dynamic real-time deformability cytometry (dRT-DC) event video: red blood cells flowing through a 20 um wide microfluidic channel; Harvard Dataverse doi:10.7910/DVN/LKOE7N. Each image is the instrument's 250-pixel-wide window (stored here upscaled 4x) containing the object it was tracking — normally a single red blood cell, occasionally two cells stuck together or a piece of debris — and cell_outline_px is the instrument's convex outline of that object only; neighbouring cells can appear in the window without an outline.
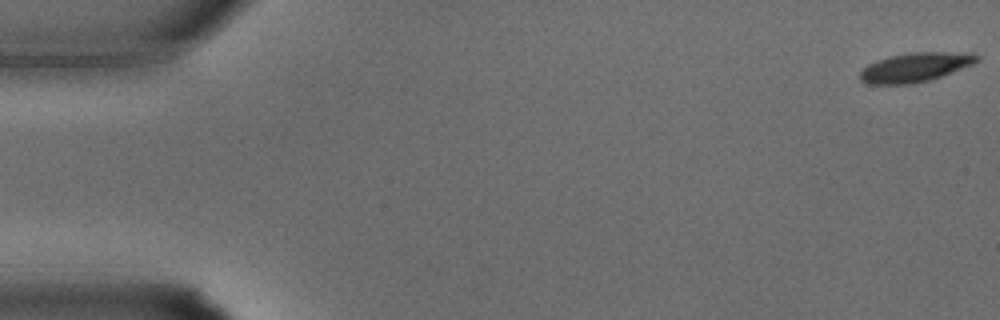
{"species": "common noctule bat (a hibernating species)", "species_latin": "Nyctalus noctula", "temperature_condition": "warm", "stored_images_in_passage": 34, "camera_frame_rate_fps": 3000, "um_per_image_px": 0.085, "animal": {"sex": "male", "body_mass_g": 15.6}, "frame": {"image": 1, "passage_image": 1, "time_ms": 0.0, "image_size_px": [1000, 320], "cell_outline_px": [[980, 60], [972, 64], [940, 76], [928, 80], [908, 84], [868, 84], [860, 80], [860, 72], [868, 64], [876, 60], [888, 56], [912, 52], [972, 52], [980, 56]], "centroid_in_image_um": [77.79, 5.7], "position_along_channel_um": 7.2, "area_um2": 19.83}}
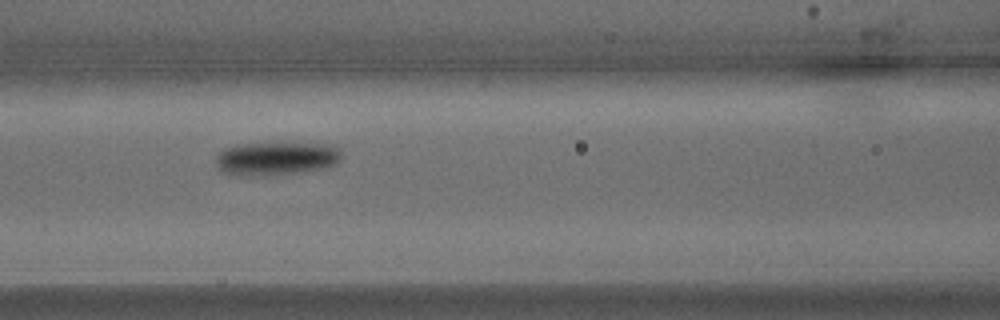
{"frame": {"image": 2, "passage_image": 15, "time_ms": 4.667, "image_size_px": [1000, 320], "cell_outline_px": [[340, 156], [336, 164], [324, 168], [304, 172], [264, 176], [236, 176], [220, 172], [216, 164], [216, 156], [224, 148], [244, 144], [336, 144], [340, 148]], "centroid_in_image_um": [23.46, 13.5], "position_along_channel_um": 143.1, "area_um2": 24.62}}
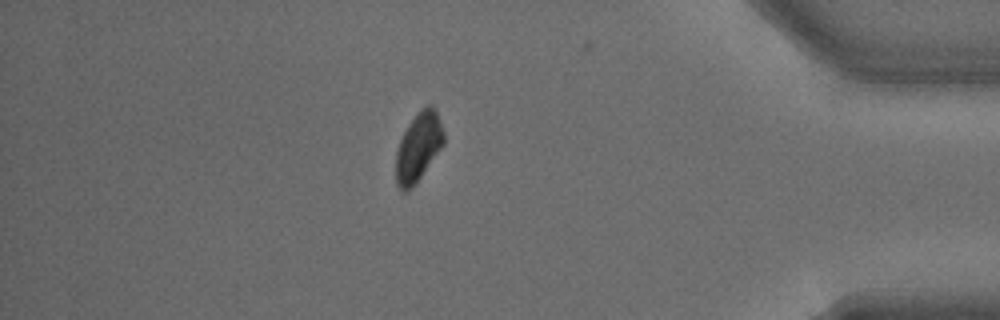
{"frame": {"image": 3, "passage_image": 30, "time_ms": 9.667, "image_size_px": [1000, 320], "cell_outline_px": [[444, 144], [412, 188], [408, 192], [404, 192], [396, 184], [396, 152], [400, 140], [408, 124], [420, 108], [428, 104], [432, 104], [436, 112], [444, 132]], "centroid_in_image_um": [35.56, 12.49], "position_along_channel_um": 399.6, "area_um2": 19.07}}